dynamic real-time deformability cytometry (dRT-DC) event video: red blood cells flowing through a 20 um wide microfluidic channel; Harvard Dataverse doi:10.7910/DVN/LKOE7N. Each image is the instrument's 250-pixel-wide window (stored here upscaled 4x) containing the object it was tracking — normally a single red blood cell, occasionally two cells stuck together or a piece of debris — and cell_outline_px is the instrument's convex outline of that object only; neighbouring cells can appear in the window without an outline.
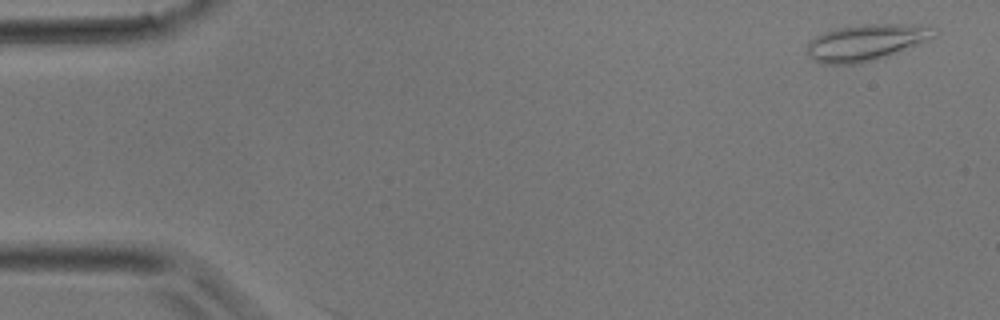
{"species": "common noctule bat (a hibernating species)", "species_latin": "Nyctalus noctula", "temperature_condition": "room temperature", "stored_images_in_passage": 3, "camera_frame_rate_fps": 3000, "um_per_image_px": 0.085, "animal": {"sex": "male", "body_mass_g": 17.9}, "frame": {"image": 1, "passage_image": 2, "time_ms": 0.333, "image_size_px": [1000, 320], "cell_outline_px": [[936, 36], [928, 40], [888, 56], [876, 60], [860, 64], [824, 64], [812, 60], [808, 56], [808, 44], [816, 36], [824, 32], [836, 28], [864, 24], [900, 24], [936, 28]], "centroid_in_image_um": [73.6, 3.62], "position_along_channel_um": 11.4, "area_um2": 26.82}}